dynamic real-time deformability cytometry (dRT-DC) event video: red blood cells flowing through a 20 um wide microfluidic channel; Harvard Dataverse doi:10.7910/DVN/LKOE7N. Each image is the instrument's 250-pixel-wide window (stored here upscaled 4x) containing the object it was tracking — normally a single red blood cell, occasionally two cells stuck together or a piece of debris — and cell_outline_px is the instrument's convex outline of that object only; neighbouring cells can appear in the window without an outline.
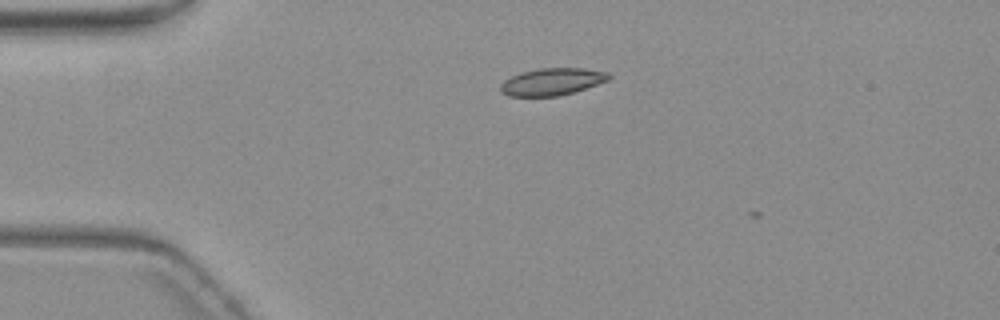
{"species": "common noctule bat (a hibernating species)", "species_latin": "Nyctalus noctula", "temperature_condition": "warm", "stored_images_in_passage": 3, "camera_frame_rate_fps": 3000, "um_per_image_px": 0.085, "animal": {"sex": "female", "body_mass_g": 19.3, "forearm_length_mm": 54.1}, "frame": {"image": 1, "passage_image": 2, "time_ms": 1.0, "image_size_px": [1000, 320], "cell_outline_px": [[612, 76], [608, 80], [572, 92], [556, 96], [508, 96], [500, 92], [500, 84], [504, 80], [520, 72], [540, 68], [584, 68], [608, 72]], "centroid_in_image_um": [46.89, 6.93], "position_along_channel_um": 38.1, "area_um2": 17.05}}